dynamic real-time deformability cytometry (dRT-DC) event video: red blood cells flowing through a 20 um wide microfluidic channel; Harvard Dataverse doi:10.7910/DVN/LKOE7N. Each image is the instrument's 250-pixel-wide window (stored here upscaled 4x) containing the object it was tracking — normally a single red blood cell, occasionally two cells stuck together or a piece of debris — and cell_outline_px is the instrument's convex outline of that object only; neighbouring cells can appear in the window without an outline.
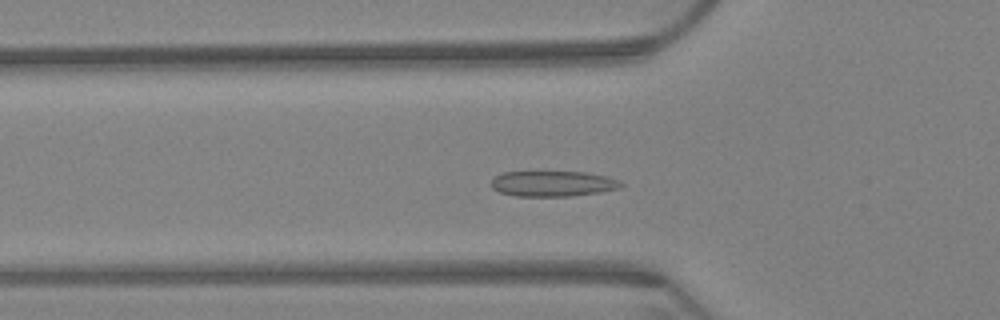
{"species": "Egyptian fruit bat (a non-hibernating species)", "species_latin": "Rousettus aegyptiacus", "temperature_condition": "warm", "stored_images_in_passage": 63, "camera_frame_rate_fps": 3000, "um_per_image_px": 0.085, "animal": {"sex": "female"}, "frame": {"image": 1, "passage_image": 21, "time_ms": 6.667, "image_size_px": [1000, 320], "cell_outline_px": [[624, 184], [620, 188], [600, 192], [568, 196], [516, 196], [500, 192], [492, 188], [488, 184], [500, 172], [584, 172], [608, 176], [620, 180]], "centroid_in_image_um": [46.99, 15.61], "position_along_channel_um": 78.8, "area_um2": 19.42}}
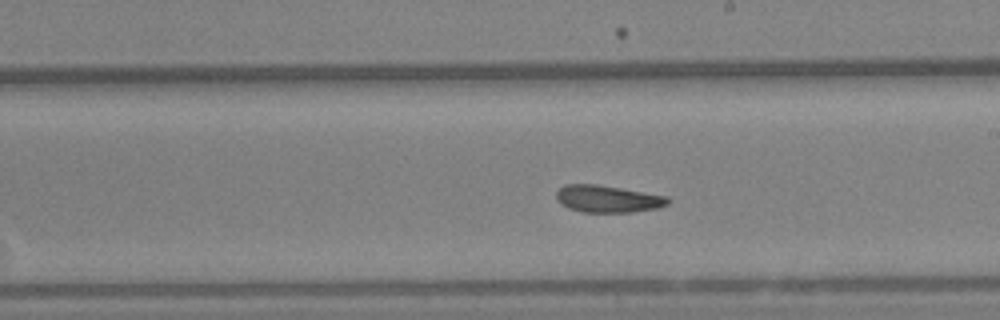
{"frame": {"image": 2, "passage_image": 36, "time_ms": 11.667, "image_size_px": [1000, 320], "cell_outline_px": [[672, 200], [668, 204], [656, 208], [632, 212], [580, 212], [568, 208], [560, 204], [556, 200], [556, 192], [564, 184], [596, 184], [668, 196]], "centroid_in_image_um": [51.63, 16.9], "position_along_channel_um": 237.4, "area_um2": 17.74}}
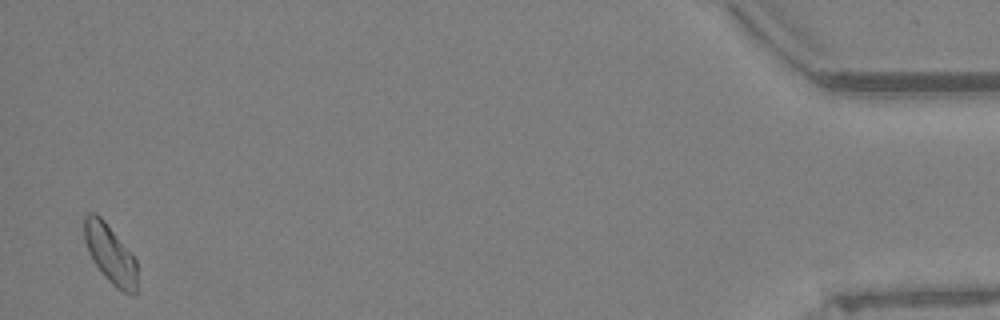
{"frame": {"image": 3, "passage_image": 62, "time_ms": 20.333, "image_size_px": [1000, 320], "cell_outline_px": [[136, 292], [124, 292], [116, 288], [104, 276], [92, 260], [88, 252], [84, 240], [84, 216], [88, 212], [96, 212], [104, 220], [136, 260]], "centroid_in_image_um": [9.32, 21.55], "position_along_channel_um": 425.9, "area_um2": 17.86}, "authors_computed_cell_mechanics": {"area_um2": 18.0336, "velocity_mm_per_s": 3.1738, "shape_relaxation_time_tau1_ms": 7.2953, "shape_relaxation_time_tau2_ms": 3.8483, "deformation_change_tau1": 0.1171, "deformation_change_tau2": 0.0787}}